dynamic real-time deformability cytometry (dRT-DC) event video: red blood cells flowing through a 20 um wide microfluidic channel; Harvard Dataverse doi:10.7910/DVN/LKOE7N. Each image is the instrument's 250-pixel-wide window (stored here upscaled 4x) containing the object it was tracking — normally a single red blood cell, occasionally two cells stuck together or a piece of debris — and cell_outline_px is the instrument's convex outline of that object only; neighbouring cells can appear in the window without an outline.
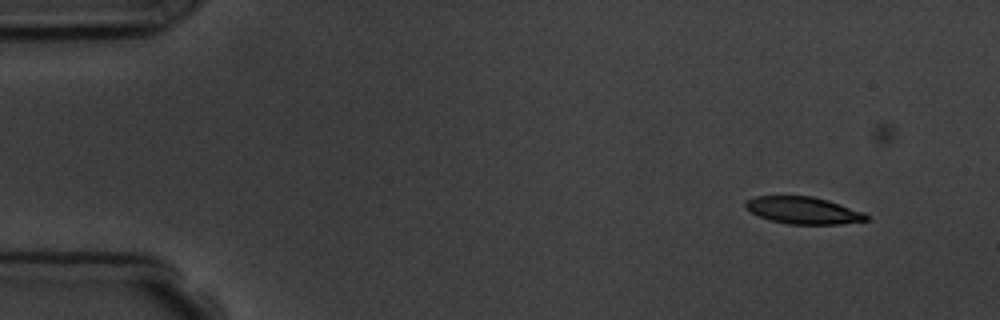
{"species": "common noctule bat (a hibernating species)", "species_latin": "Nyctalus noctula", "temperature_condition": "room temperature", "stored_images_in_passage": 5, "camera_frame_rate_fps": 3000, "um_per_image_px": 0.085, "animal": {"sex": "male", "body_mass_g": 19.5, "forearm_length_mm": 54.6}, "frame": {"image": 1, "passage_image": 1, "time_ms": 0.0, "image_size_px": [1000, 320], "cell_outline_px": [[868, 220], [840, 224], [788, 224], [772, 220], [760, 216], [744, 208], [744, 204], [748, 200], [756, 196], [812, 196], [828, 200], [864, 212], [868, 216]], "centroid_in_image_um": [68.29, 17.88], "position_along_channel_um": 16.7, "area_um2": 18.9}}
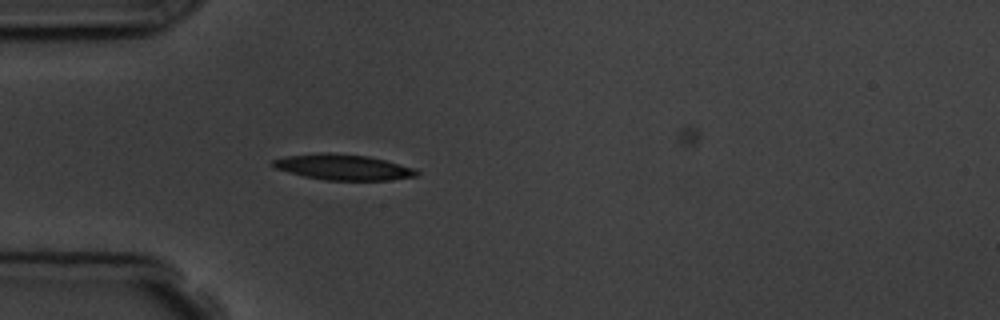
{"frame": {"image": 2, "passage_image": 4, "time_ms": 3.667, "image_size_px": [1000, 320], "cell_outline_px": [[420, 172], [416, 176], [388, 180], [324, 180], [304, 176], [288, 172], [276, 168], [268, 164], [272, 160], [284, 156], [316, 152], [332, 152], [368, 156], [416, 168]], "centroid_in_image_um": [29.12, 14.19], "position_along_channel_um": 55.9, "area_um2": 21.73}}